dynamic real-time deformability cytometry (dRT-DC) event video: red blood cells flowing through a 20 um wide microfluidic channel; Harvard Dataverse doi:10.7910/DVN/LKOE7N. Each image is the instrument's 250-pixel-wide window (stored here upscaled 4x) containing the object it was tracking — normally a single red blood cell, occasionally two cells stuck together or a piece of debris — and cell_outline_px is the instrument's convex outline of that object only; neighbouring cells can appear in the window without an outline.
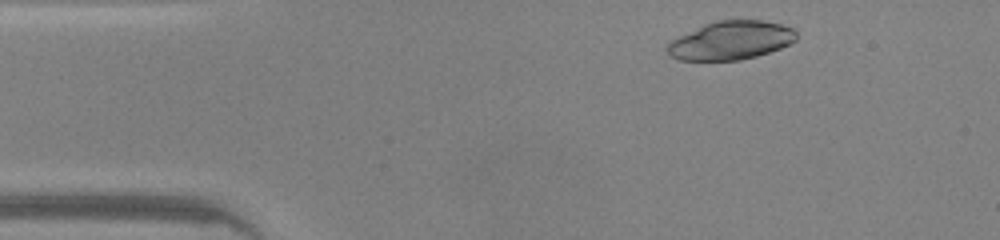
{"species": "common noctule bat (a hibernating species)", "species_latin": "Nyctalus noctula", "temperature_condition": "warm", "stored_images_in_passage": 37, "camera_frame_rate_fps": 3000, "um_per_image_px": 0.085, "animal": {"sex": "male", "body_mass_g": 20.0, "forearm_length_mm": 53.3}, "frame": {"image": 1, "passage_image": 3, "time_ms": 0.667, "image_size_px": [1000, 240], "cell_outline_px": [[796, 40], [780, 48], [756, 56], [740, 60], [680, 60], [672, 56], [668, 52], [668, 44], [672, 40], [704, 24], [716, 20], [764, 20], [780, 24], [792, 28], [796, 32]], "centroid_in_image_um": [62.15, 3.43], "position_along_channel_um": 22.9, "area_um2": 28.61}}